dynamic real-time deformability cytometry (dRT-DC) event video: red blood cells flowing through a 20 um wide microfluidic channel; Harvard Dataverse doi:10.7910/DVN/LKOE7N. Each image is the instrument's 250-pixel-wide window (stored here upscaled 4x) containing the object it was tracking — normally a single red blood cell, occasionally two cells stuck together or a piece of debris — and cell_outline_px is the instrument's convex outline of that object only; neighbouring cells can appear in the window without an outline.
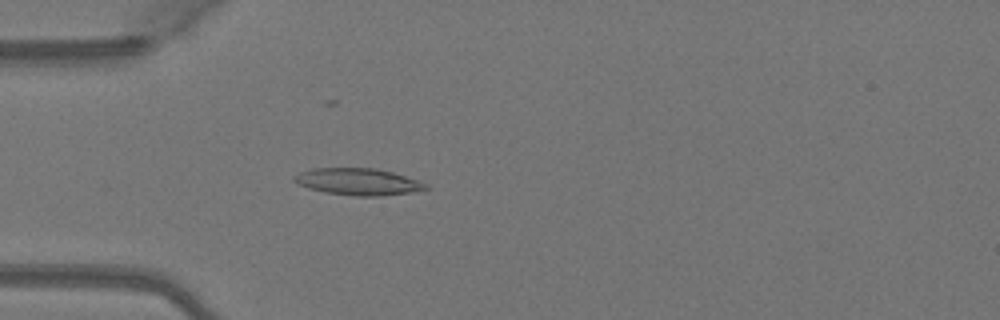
{"species": "Egyptian fruit bat (a non-hibernating species)", "species_latin": "Rousettus aegyptiacus", "temperature_condition": "warm", "stored_images_in_passage": 47, "camera_frame_rate_fps": 3000, "um_per_image_px": 0.085, "animal": {"sex": "female"}, "frame": {"image": 1, "passage_image": 15, "time_ms": 4.667, "image_size_px": [1000, 320], "cell_outline_px": [[428, 188], [412, 192], [380, 196], [356, 196], [324, 192], [308, 188], [292, 180], [292, 176], [300, 172], [312, 168], [376, 168], [392, 172], [428, 184]], "centroid_in_image_um": [30.4, 15.44], "position_along_channel_um": 54.6, "area_um2": 20.46}}
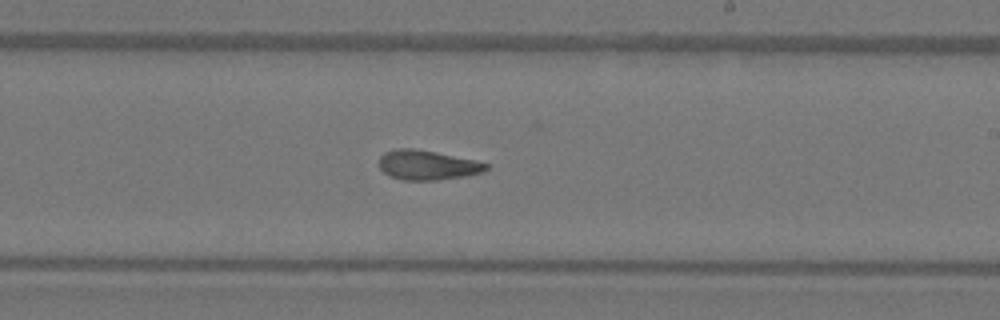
{"frame": {"image": 2, "passage_image": 30, "time_ms": 9.667, "image_size_px": [1000, 320], "cell_outline_px": [[488, 168], [484, 172], [464, 176], [436, 180], [404, 180], [392, 176], [384, 172], [376, 164], [380, 156], [384, 152], [396, 148], [412, 148], [436, 152], [476, 160], [488, 164]], "centroid_in_image_um": [36.3, 14.02], "position_along_channel_um": 252.7, "area_um2": 18.55}}
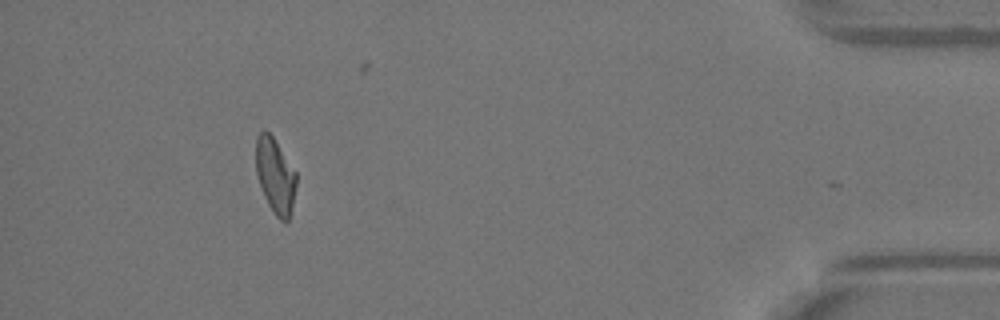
{"frame": {"image": 3, "passage_image": 46, "time_ms": 15.0, "image_size_px": [1000, 320], "cell_outline_px": [[296, 184], [292, 204], [288, 220], [280, 220], [276, 216], [268, 204], [264, 196], [256, 176], [256, 136], [264, 128], [272, 136], [296, 172]], "centroid_in_image_um": [23.37, 14.9], "position_along_channel_um": 411.8, "area_um2": 17.46}, "authors_computed_cell_mechanics": {"area_um2": 18.785, "velocity_mm_per_s": 4.1061, "shape_relaxation_time_tau1_ms": null, "shape_relaxation_time_tau2_ms": 5.9327, "deformation_change_tau1": null, "deformation_change_tau2": 0.1552}}